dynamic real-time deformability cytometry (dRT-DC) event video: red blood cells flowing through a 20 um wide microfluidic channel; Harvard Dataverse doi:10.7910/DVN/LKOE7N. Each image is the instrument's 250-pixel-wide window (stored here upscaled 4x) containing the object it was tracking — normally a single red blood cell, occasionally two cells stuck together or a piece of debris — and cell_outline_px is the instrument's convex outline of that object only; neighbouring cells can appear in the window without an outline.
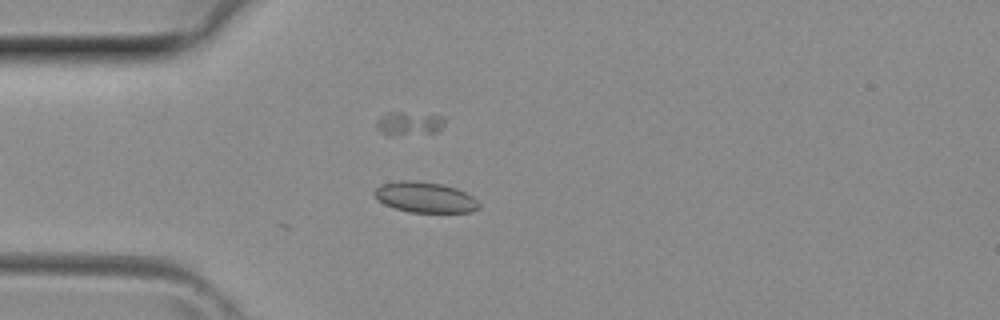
{"species": "common noctule bat (a hibernating species)", "species_latin": "Nyctalus noctula", "temperature_condition": "room temperature", "stored_images_in_passage": 2, "camera_frame_rate_fps": 3000, "um_per_image_px": 0.085, "animal": {"sex": "female", "body_mass_g": 29.2, "forearm_length_mm": 56.3}, "frame": {"image": 1, "passage_image": 2, "time_ms": 0.333, "image_size_px": [1000, 320], "cell_outline_px": [[480, 208], [472, 212], [408, 212], [384, 204], [372, 192], [380, 184], [400, 180], [412, 180], [440, 184], [456, 188], [472, 196], [480, 204]], "centroid_in_image_um": [36.13, 16.77], "position_along_channel_um": 48.9, "area_um2": 18.55}}